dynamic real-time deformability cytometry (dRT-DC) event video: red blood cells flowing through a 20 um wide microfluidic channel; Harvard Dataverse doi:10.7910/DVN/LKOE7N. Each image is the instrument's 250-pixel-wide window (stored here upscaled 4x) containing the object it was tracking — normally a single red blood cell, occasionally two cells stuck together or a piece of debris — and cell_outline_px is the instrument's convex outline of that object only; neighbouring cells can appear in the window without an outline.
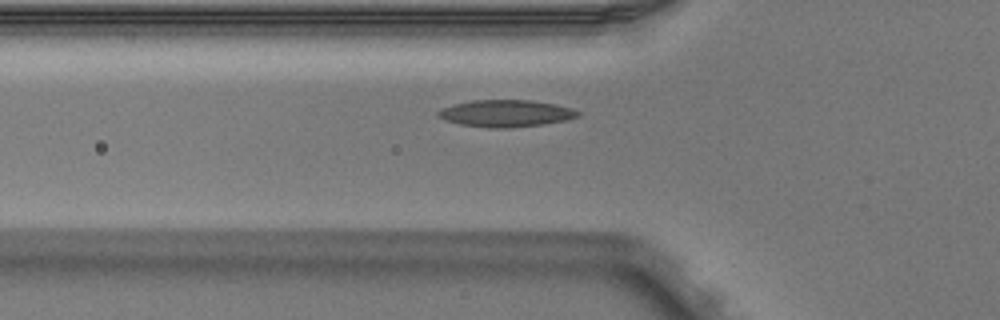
{"species": "Egyptian fruit bat (a non-hibernating species)", "species_latin": "Rousettus aegyptiacus", "temperature_condition": "warm", "stored_images_in_passage": 2, "camera_frame_rate_fps": 3000, "um_per_image_px": 0.085, "animal": {"sex": "male"}, "frame": {"image": 1, "passage_image": 2, "time_ms": 0.333, "image_size_px": [1000, 320], "cell_outline_px": [[580, 116], [568, 120], [544, 124], [508, 128], [488, 128], [460, 124], [444, 120], [436, 116], [436, 112], [444, 108], [456, 104], [472, 100], [528, 100], [556, 104], [572, 108], [580, 112]], "centroid_in_image_um": [43.02, 9.64], "position_along_channel_um": 82.8, "area_um2": 22.02}}